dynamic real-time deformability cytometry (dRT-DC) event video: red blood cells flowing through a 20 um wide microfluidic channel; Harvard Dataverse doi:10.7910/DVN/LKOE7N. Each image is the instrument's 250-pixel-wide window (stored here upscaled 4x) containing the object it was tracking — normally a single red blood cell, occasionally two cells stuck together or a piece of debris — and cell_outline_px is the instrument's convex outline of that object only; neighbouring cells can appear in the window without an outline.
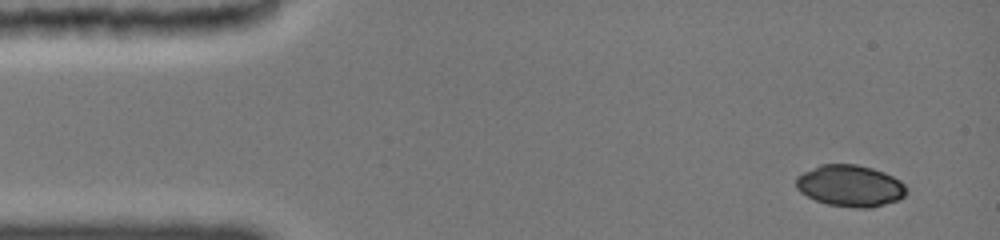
{"species": "common noctule bat (a hibernating species)", "species_latin": "Nyctalus noctula", "temperature_condition": "cold", "stored_images_in_passage": 12, "camera_frame_rate_fps": 3000, "um_per_image_px": 0.085, "animal": {"sex": "female", "body_mass_g": 19.0, "forearm_length_mm": 51.5}, "frame": {"image": 1, "passage_image": 1, "time_ms": 0.0, "image_size_px": [1000, 240], "cell_outline_px": [[908, 188], [904, 196], [896, 200], [872, 208], [856, 208], [828, 204], [816, 200], [800, 192], [796, 188], [796, 176], [820, 164], [856, 164], [872, 168], [884, 172], [900, 180]], "centroid_in_image_um": [72.26, 15.79], "position_along_channel_um": 12.7, "area_um2": 26.7}}
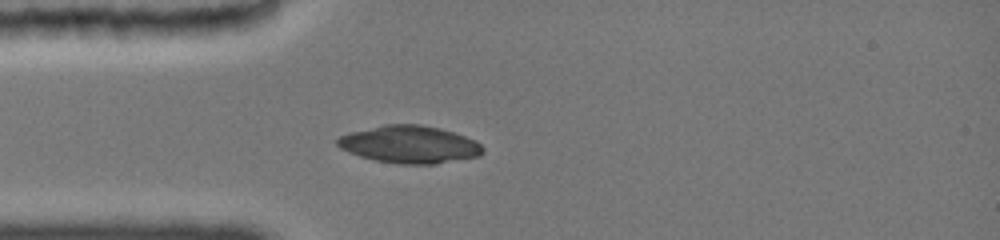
{"frame": {"image": 2, "passage_image": 9, "time_ms": 3.333, "image_size_px": [1000, 240], "cell_outline_px": [[484, 152], [480, 156], [436, 164], [396, 164], [376, 160], [360, 156], [348, 152], [340, 148], [336, 144], [336, 140], [340, 136], [352, 132], [388, 124], [416, 124], [436, 128], [452, 132], [464, 136], [480, 144], [484, 148]], "centroid_in_image_um": [34.81, 12.3], "position_along_channel_um": 50.2, "area_um2": 31.39}}